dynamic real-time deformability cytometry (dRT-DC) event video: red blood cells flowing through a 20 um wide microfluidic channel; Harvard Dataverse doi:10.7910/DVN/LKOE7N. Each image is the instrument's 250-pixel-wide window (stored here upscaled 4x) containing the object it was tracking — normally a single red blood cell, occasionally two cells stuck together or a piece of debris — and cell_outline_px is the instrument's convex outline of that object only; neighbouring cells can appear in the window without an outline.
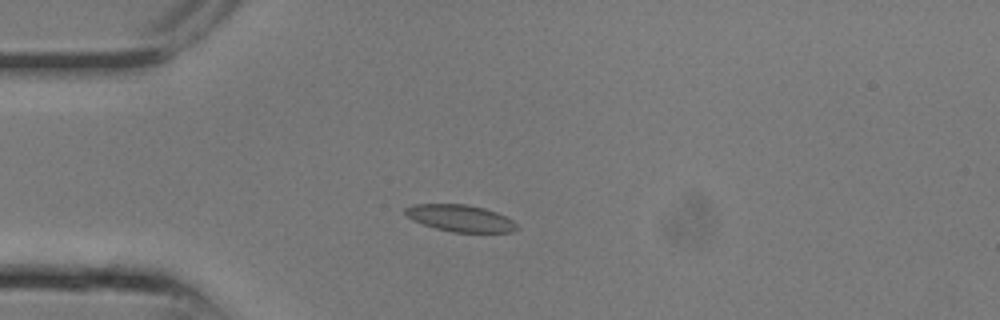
{"species": "common noctule bat (a hibernating species)", "species_latin": "Nyctalus noctula", "temperature_condition": "room temperature", "stored_images_in_passage": 16, "camera_frame_rate_fps": 3000, "um_per_image_px": 0.085, "animal": {"sex": "male", "body_mass_g": 13.3}, "frame": {"image": 1, "passage_image": 5, "time_ms": 1.333, "image_size_px": [1000, 320], "cell_outline_px": [[520, 228], [512, 232], [452, 232], [436, 228], [412, 220], [404, 212], [404, 208], [412, 204], [468, 204], [484, 208], [496, 212], [512, 220]], "centroid_in_image_um": [39.12, 18.54], "position_along_channel_um": 45.9, "area_um2": 17.4}}
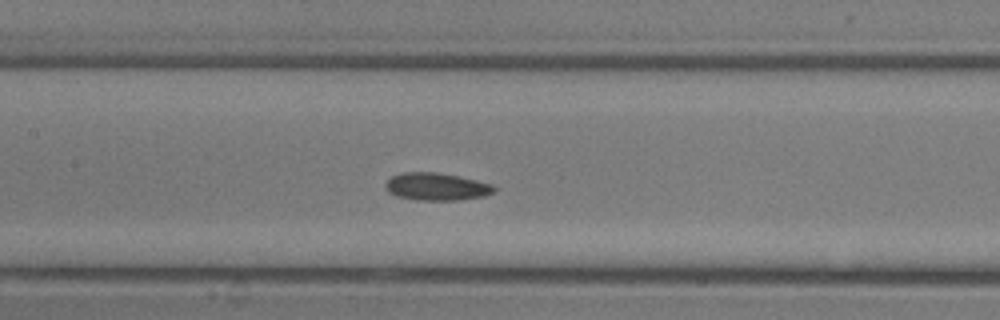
{"frame": {"image": 2, "passage_image": 10, "time_ms": 3.0, "image_size_px": [1000, 320], "cell_outline_px": [[496, 188], [492, 192], [484, 196], [456, 200], [416, 200], [396, 196], [388, 192], [384, 188], [384, 184], [392, 176], [400, 172], [436, 172], [476, 180], [492, 184]], "centroid_in_image_um": [37.04, 15.86], "position_along_channel_um": 170.4, "area_um2": 17.4}}
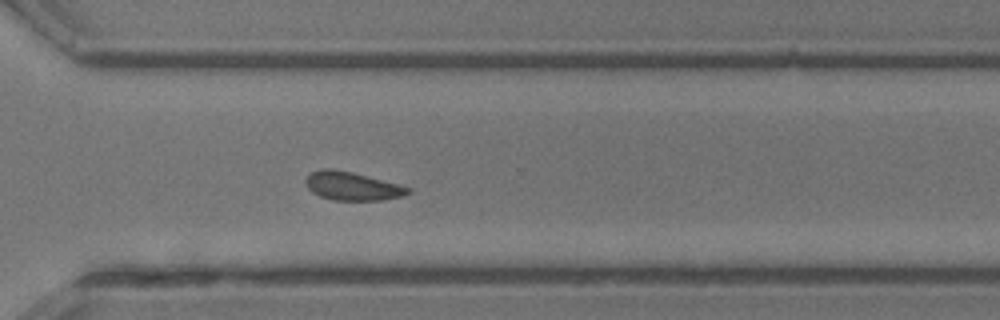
{"frame": {"image": 3, "passage_image": 16, "time_ms": 5.0, "image_size_px": [1000, 320], "cell_outline_px": [[412, 192], [404, 196], [380, 200], [332, 200], [320, 196], [312, 192], [304, 184], [304, 180], [312, 172], [320, 168], [332, 168], [352, 172], [400, 184], [412, 188]], "centroid_in_image_um": [29.95, 15.81], "position_along_channel_um": 340.7, "area_um2": 17.17}}